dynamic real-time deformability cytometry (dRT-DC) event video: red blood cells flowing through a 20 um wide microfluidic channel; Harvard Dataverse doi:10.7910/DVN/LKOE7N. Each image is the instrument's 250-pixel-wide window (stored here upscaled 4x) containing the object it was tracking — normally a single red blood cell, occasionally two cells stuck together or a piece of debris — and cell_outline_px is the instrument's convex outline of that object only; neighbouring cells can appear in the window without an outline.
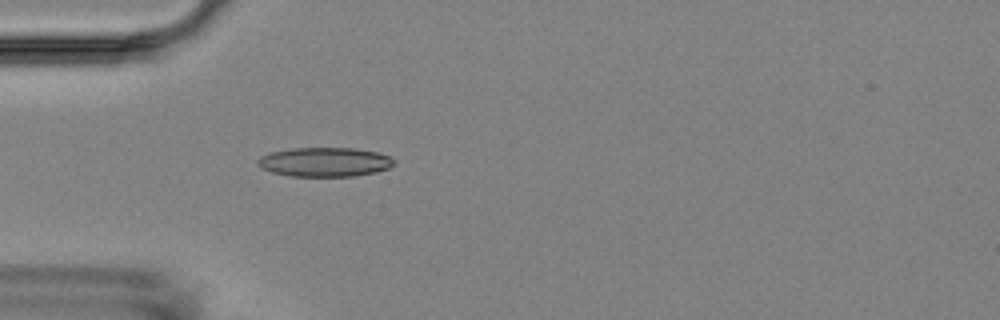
{"species": "Egyptian fruit bat (a non-hibernating species)", "species_latin": "Rousettus aegyptiacus", "temperature_condition": "room temperature", "stored_images_in_passage": 3, "camera_frame_rate_fps": 3000, "um_per_image_px": 0.085, "animal": {"sex": "female"}, "frame": {"image": 1, "passage_image": 3, "time_ms": 2.333, "image_size_px": [1000, 320], "cell_outline_px": [[396, 164], [388, 168], [376, 172], [352, 176], [292, 176], [272, 172], [260, 168], [256, 164], [256, 160], [260, 156], [272, 152], [292, 148], [356, 148], [376, 152], [388, 156], [396, 160]], "centroid_in_image_um": [27.59, 13.77], "position_along_channel_um": 57.4, "area_um2": 23.29}}